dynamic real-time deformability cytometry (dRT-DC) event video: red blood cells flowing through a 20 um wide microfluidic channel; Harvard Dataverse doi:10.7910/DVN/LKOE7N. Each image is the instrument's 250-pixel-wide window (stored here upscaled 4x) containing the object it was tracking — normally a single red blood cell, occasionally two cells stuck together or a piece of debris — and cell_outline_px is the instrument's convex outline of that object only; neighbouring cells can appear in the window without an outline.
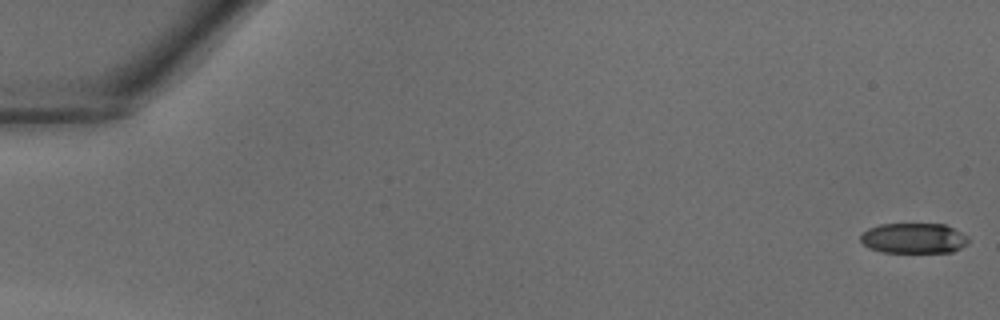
{"species": "common noctule bat (a hibernating species)", "species_latin": "Nyctalus noctula", "temperature_condition": "warm", "stored_images_in_passage": 37, "camera_frame_rate_fps": 3000, "um_per_image_px": 0.085, "animal": {"sex": "male", "body_mass_g": 18.8}, "frame": {"image": 1, "passage_image": 1, "time_ms": 0.0, "image_size_px": [1000, 320], "cell_outline_px": [[968, 244], [952, 252], [884, 252], [868, 248], [860, 240], [860, 236], [868, 228], [880, 224], [944, 224], [968, 236]], "centroid_in_image_um": [77.66, 20.25], "position_along_channel_um": 7.3, "area_um2": 19.02}}
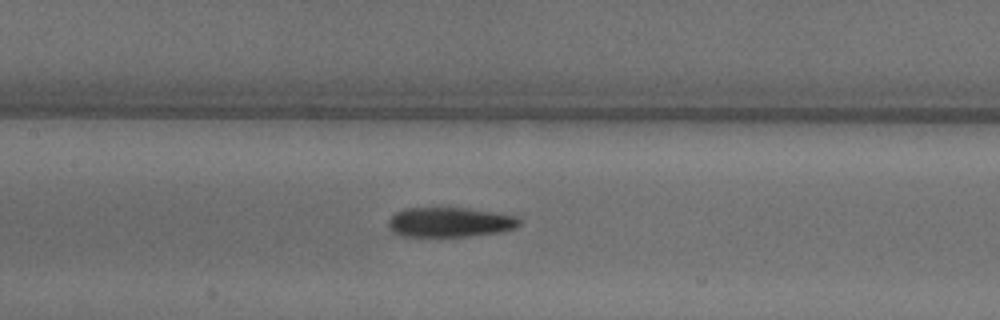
{"frame": {"image": 2, "passage_image": 20, "time_ms": 6.333, "image_size_px": [1000, 320], "cell_outline_px": [[520, 224], [516, 228], [504, 232], [468, 236], [404, 236], [392, 232], [388, 228], [388, 220], [396, 212], [404, 208], [468, 208], [516, 216], [520, 220]], "centroid_in_image_um": [38.24, 18.89], "position_along_channel_um": 169.2, "area_um2": 22.77}}
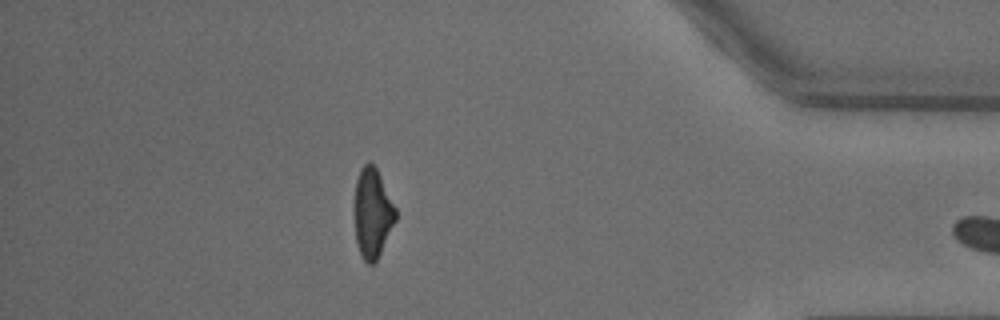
{"frame": {"image": 3, "passage_image": 36, "time_ms": 11.667, "image_size_px": [1000, 320], "cell_outline_px": [[396, 220], [376, 260], [372, 264], [368, 264], [364, 260], [356, 244], [356, 180], [360, 168], [368, 160], [376, 168], [396, 208]], "centroid_in_image_um": [31.67, 18.1], "position_along_channel_um": 403.5, "area_um2": 20.87}}